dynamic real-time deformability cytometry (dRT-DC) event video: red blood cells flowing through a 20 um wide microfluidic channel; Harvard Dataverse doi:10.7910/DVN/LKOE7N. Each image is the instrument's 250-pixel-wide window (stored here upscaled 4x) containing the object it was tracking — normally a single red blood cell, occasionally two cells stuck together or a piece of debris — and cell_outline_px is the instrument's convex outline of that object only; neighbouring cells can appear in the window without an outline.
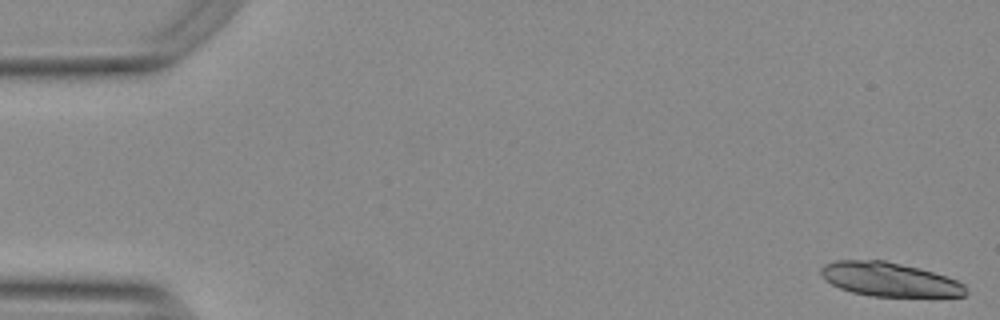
{"species": "Egyptian fruit bat (a non-hibernating species)", "species_latin": "Rousettus aegyptiacus", "temperature_condition": "warm", "stored_images_in_passage": 12, "camera_frame_rate_fps": 3000, "um_per_image_px": 0.085, "animal": {"sex": "female"}, "frame": {"image": 1, "passage_image": 1, "time_ms": 0.0, "image_size_px": [1000, 320], "cell_outline_px": [[968, 292], [964, 296], [872, 296], [852, 292], [840, 288], [832, 284], [820, 272], [820, 268], [824, 264], [836, 260], [884, 260], [920, 268], [956, 280], [964, 284]], "centroid_in_image_um": [75.6, 23.74], "position_along_channel_um": 9.4, "area_um2": 28.38}}